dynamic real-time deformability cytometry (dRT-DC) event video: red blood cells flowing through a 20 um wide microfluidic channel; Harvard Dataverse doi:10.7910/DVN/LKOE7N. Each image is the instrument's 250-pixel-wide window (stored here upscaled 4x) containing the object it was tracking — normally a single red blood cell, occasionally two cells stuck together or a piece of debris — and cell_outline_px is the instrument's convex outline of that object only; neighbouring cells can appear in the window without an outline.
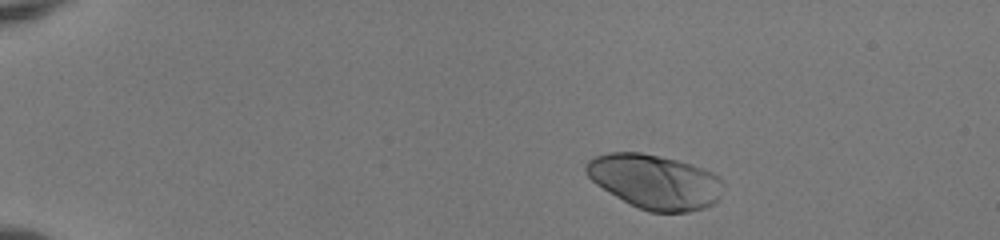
{"species": "human", "species_latin": "Homo sapiens", "temperature_condition": "room temperature", "stored_images_in_passage": 18, "segment_of_instrument_passage": [2, 2], "camera_frame_rate_fps": 3000, "um_per_image_px": 0.085, "donor": {"sex": "female"}, "frame": {"image": 1, "passage_image": 18, "time_ms": 5.667, "image_size_px": [1000, 240], "cell_outline_px": [[724, 184], [720, 200], [704, 208], [688, 212], [648, 212], [616, 196], [596, 184], [588, 176], [584, 168], [584, 164], [588, 160], [596, 156], [608, 152], [640, 152], [676, 160], [692, 164], [704, 168], [720, 176], [724, 180]], "centroid_in_image_um": [55.71, 15.43], "position_along_channel_um": 29.3, "area_um2": 43.64}}